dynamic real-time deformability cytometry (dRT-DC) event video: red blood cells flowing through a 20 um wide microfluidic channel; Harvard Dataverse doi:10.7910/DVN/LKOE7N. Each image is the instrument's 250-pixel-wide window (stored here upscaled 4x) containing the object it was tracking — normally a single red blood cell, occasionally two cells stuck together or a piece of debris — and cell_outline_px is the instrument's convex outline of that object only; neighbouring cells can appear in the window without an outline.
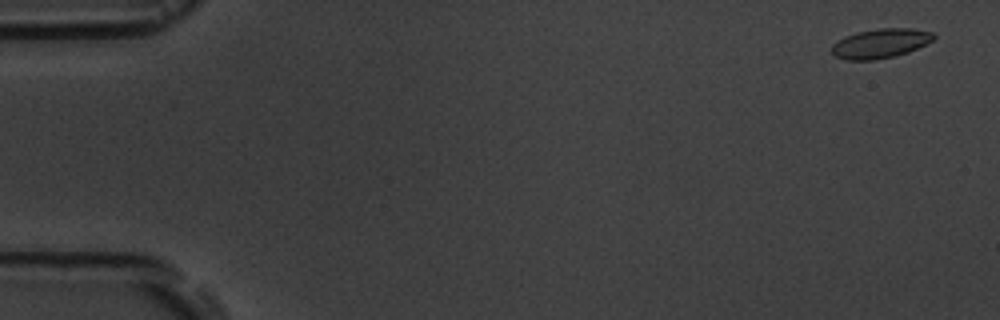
{"species": "common noctule bat (a hibernating species)", "species_latin": "Nyctalus noctula", "temperature_condition": "room temperature", "stored_images_in_passage": 5, "camera_frame_rate_fps": 3000, "um_per_image_px": 0.085, "animal": {"sex": "male", "body_mass_g": 19.5, "forearm_length_mm": 54.6}, "frame": {"image": 1, "passage_image": 1, "time_ms": 0.0, "image_size_px": [1000, 320], "cell_outline_px": [[936, 36], [932, 40], [908, 52], [892, 56], [872, 60], [848, 60], [836, 56], [832, 52], [832, 44], [844, 36], [856, 32], [880, 28], [912, 28], [932, 32]], "centroid_in_image_um": [74.81, 3.67], "position_along_channel_um": 10.2, "area_um2": 17.28}}